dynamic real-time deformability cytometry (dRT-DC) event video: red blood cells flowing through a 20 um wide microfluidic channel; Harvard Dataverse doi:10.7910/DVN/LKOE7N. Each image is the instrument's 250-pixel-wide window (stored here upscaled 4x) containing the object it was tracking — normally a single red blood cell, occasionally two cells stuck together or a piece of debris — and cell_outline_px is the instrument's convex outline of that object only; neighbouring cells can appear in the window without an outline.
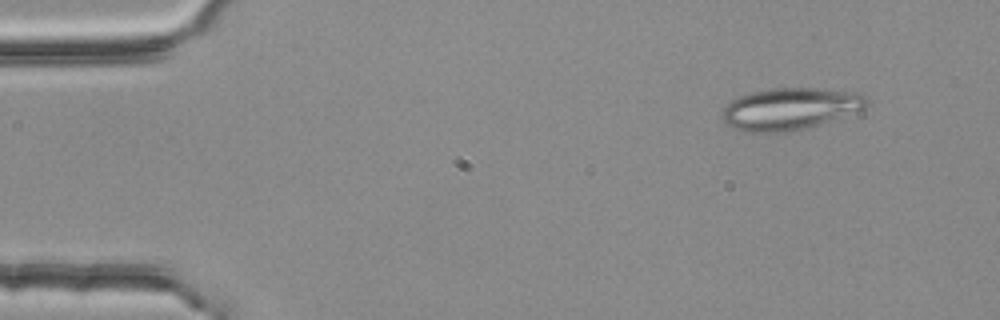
{"species": "common noctule bat (a hibernating species)", "species_latin": "Nyctalus noctula", "temperature_condition": "room temperature", "stored_images_in_passage": 4, "camera_frame_rate_fps": 3000, "um_per_image_px": 0.085, "animal": {"sex": "female", "body_mass_g": 25.1}, "frame": {"image": 1, "passage_image": 2, "time_ms": 0.333, "image_size_px": [1000, 320], "cell_outline_px": [[872, 100], [864, 108], [804, 128], [784, 132], [748, 132], [732, 128], [724, 124], [720, 116], [720, 112], [732, 100], [740, 96], [752, 92], [772, 88], [820, 88], [860, 92]], "centroid_in_image_um": [67.12, 9.23], "position_along_channel_um": 17.9, "area_um2": 35.2}}